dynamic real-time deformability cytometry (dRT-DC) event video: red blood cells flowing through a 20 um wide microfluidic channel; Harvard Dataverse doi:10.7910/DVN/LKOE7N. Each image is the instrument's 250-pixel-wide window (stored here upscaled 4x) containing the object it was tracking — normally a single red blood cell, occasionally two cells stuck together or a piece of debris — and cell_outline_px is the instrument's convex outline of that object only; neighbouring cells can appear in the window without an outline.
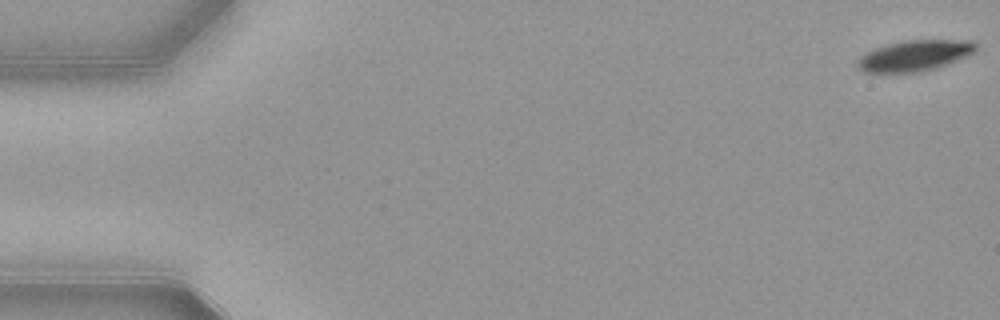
{"species": "common noctule bat (a hibernating species)", "species_latin": "Nyctalus noctula", "temperature_condition": "warm", "stored_images_in_passage": 54, "camera_frame_rate_fps": 3000, "um_per_image_px": 0.085, "animal": {"sex": "female", "body_mass_g": 21.9}, "frame": {"image": 1, "passage_image": 1, "time_ms": 0.0, "image_size_px": [1000, 320], "cell_outline_px": [[976, 52], [936, 68], [920, 72], [864, 72], [856, 64], [856, 60], [860, 56], [876, 48], [888, 44], [904, 40], [972, 40], [976, 44]], "centroid_in_image_um": [77.75, 4.72], "position_along_channel_um": 7.2, "area_um2": 21.1}}
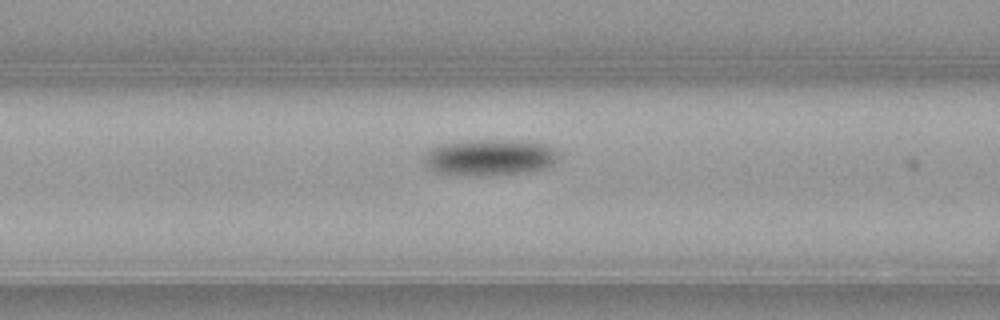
{"frame": {"image": 2, "passage_image": 22, "time_ms": 7.0, "image_size_px": [1000, 320], "cell_outline_px": [[556, 160], [552, 164], [544, 168], [532, 172], [492, 176], [476, 176], [436, 172], [428, 168], [424, 164], [424, 156], [432, 148], [440, 144], [460, 140], [528, 140], [544, 144], [556, 148]], "centroid_in_image_um": [41.63, 13.38], "position_along_channel_um": 125.0, "area_um2": 28.96}}
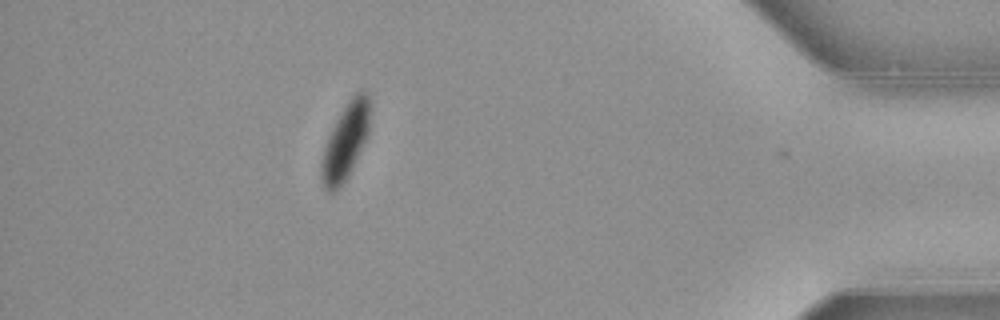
{"frame": {"image": 3, "passage_image": 48, "time_ms": 15.667, "image_size_px": [1000, 320], "cell_outline_px": [[368, 132], [340, 188], [332, 192], [328, 192], [324, 188], [320, 176], [320, 164], [324, 148], [328, 136], [336, 120], [348, 100], [356, 92], [364, 88], [368, 92]], "centroid_in_image_um": [29.31, 12.01], "position_along_channel_um": 405.9, "area_um2": 20.75}, "authors_computed_cell_mechanics": {"area_um2": 25.143, "velocity_mm_per_s": 3.8454, "shape_relaxation_time_tau1_ms": 1.6834, "shape_relaxation_time_tau2_ms": null, "deformation_change_tau1": 0.1281, "deformation_change_tau2": null}}